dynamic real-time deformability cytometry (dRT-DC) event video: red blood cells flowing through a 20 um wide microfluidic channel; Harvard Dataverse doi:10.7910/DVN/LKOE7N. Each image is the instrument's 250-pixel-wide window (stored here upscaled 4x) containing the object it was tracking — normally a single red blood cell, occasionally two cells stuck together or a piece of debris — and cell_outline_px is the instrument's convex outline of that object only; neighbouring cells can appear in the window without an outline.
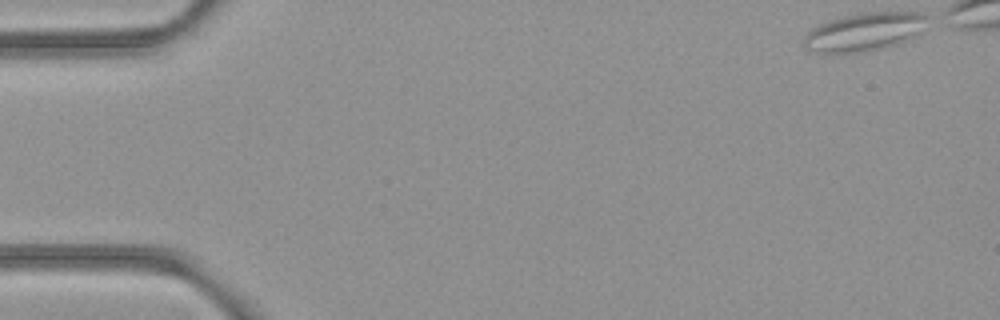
{"species": "common noctule bat (a hibernating species)", "species_latin": "Nyctalus noctula", "temperature_condition": "room temperature", "stored_images_in_passage": 44, "segment_of_instrument_passage": [1, 2], "camera_frame_rate_fps": 3000, "um_per_image_px": 0.085, "animal": {"sex": "female", "body_mass_g": 21.9}, "frame": {"image": 1, "passage_image": 1, "time_ms": 0.0, "image_size_px": [1000, 320], "cell_outline_px": [[928, 16], [924, 32], [904, 40], [880, 48], [852, 52], [816, 52], [804, 48], [804, 36], [812, 28], [820, 24], [844, 16], [860, 12], [924, 12]], "centroid_in_image_um": [73.5, 2.67], "position_along_channel_um": 11.5, "area_um2": 27.11}}
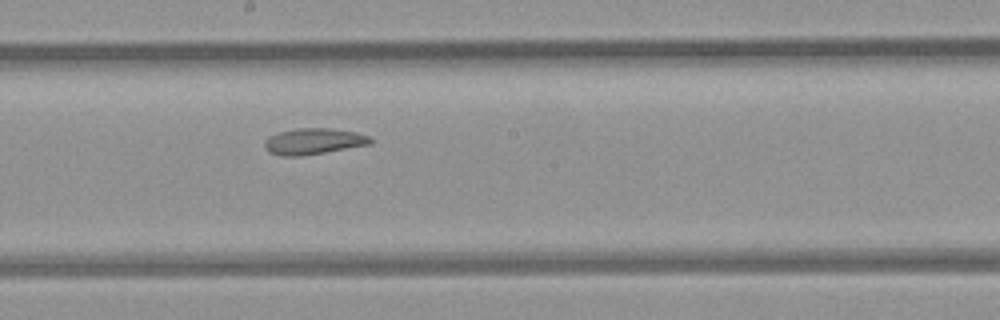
{"frame": {"image": 2, "passage_image": 27, "time_ms": 8.667, "image_size_px": [1000, 320], "cell_outline_px": [[372, 144], [300, 156], [284, 156], [268, 152], [264, 148], [264, 140], [268, 136], [280, 132], [296, 128], [328, 128], [356, 132], [368, 136], [372, 140]], "centroid_in_image_um": [26.62, 12.01], "position_along_channel_um": 221.6, "area_um2": 16.07}}
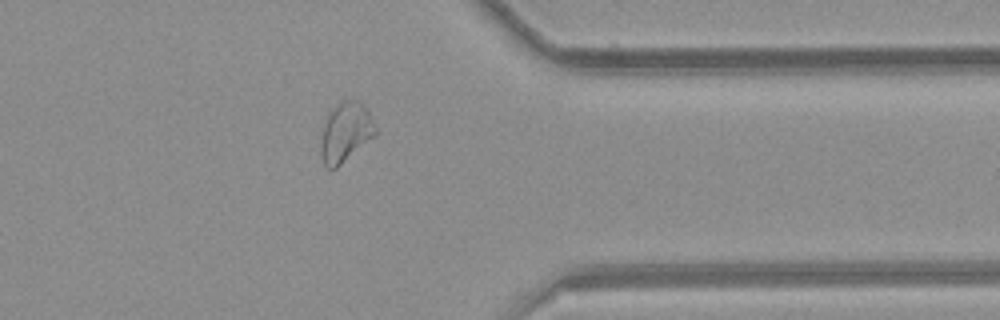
{"frame": {"image": 3, "passage_image": 40, "time_ms": 13.0, "image_size_px": [1000, 320], "cell_outline_px": [[376, 136], [336, 168], [328, 168], [324, 164], [320, 152], [320, 148], [324, 124], [328, 112], [340, 100], [360, 100], [364, 104], [376, 128]], "centroid_in_image_um": [29.38, 11.22], "position_along_channel_um": 382.0, "area_um2": 19.02}}